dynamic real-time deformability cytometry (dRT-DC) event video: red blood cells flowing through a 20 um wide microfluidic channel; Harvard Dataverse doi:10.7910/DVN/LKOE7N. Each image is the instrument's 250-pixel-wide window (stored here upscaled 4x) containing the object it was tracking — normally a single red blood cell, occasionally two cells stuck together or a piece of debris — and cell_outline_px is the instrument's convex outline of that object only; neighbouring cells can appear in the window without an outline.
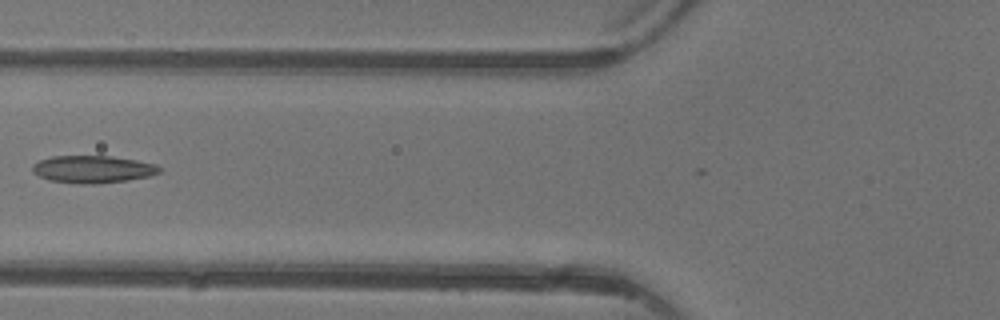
{"species": "common noctule bat (a hibernating species)", "species_latin": "Nyctalus noctula", "temperature_condition": "warm", "stored_images_in_passage": 6, "camera_frame_rate_fps": 3000, "um_per_image_px": 0.085, "animal": {"sex": "female"}, "frame": {"image": 1, "passage_image": 6, "time_ms": 6.0, "image_size_px": [1000, 320], "cell_outline_px": [[160, 172], [148, 176], [128, 180], [96, 184], [76, 184], [48, 180], [32, 172], [32, 164], [40, 160], [52, 156], [112, 156], [136, 160], [156, 164], [160, 168]], "centroid_in_image_um": [7.86, 14.39], "position_along_channel_um": 117.9, "area_um2": 20.35}}